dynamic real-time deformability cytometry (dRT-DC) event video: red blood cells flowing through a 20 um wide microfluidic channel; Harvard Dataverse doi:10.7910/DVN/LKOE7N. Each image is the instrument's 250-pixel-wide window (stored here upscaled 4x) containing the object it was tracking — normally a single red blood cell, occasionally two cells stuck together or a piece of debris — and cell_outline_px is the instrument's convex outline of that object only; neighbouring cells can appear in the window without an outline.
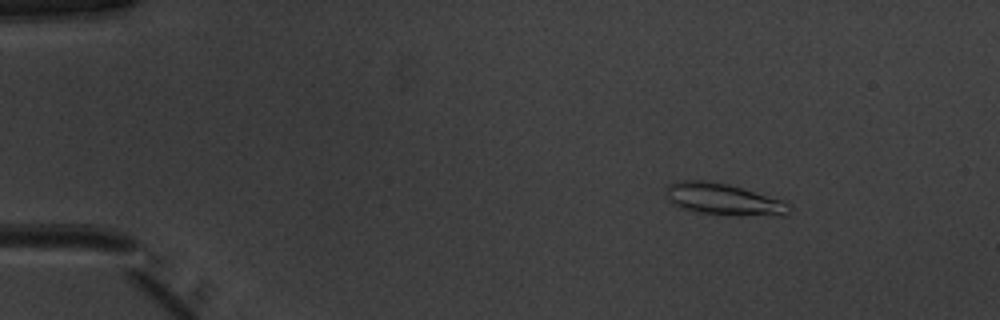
{"species": "common noctule bat (a hibernating species)", "species_latin": "Nyctalus noctula", "temperature_condition": "warm", "stored_images_in_passage": 52, "camera_frame_rate_fps": 3000, "um_per_image_px": 0.085, "animal": {"sex": "male", "body_mass_g": 20.1, "forearm_length_mm": 53.5}, "frame": {"image": 1, "passage_image": 8, "time_ms": 2.333, "image_size_px": [1000, 320], "cell_outline_px": [[792, 208], [784, 216], [728, 216], [692, 212], [680, 208], [672, 204], [668, 200], [668, 184], [680, 180], [704, 180], [728, 184], [784, 200], [792, 204]], "centroid_in_image_um": [61.55, 16.97], "position_along_channel_um": 23.5, "area_um2": 23.35}}
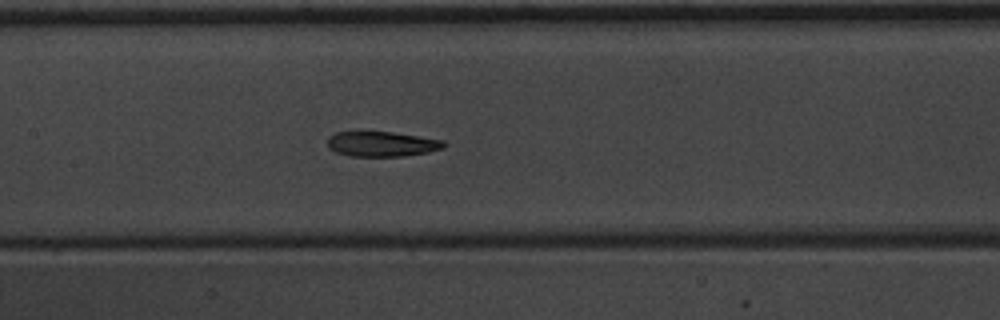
{"frame": {"image": 2, "passage_image": 26, "time_ms": 8.333, "image_size_px": [1000, 320], "cell_outline_px": [[448, 144], [444, 148], [428, 152], [404, 156], [348, 156], [336, 152], [328, 148], [328, 136], [336, 132], [392, 132], [444, 140]], "centroid_in_image_um": [32.47, 12.24], "position_along_channel_um": 174.9, "area_um2": 17.05}}
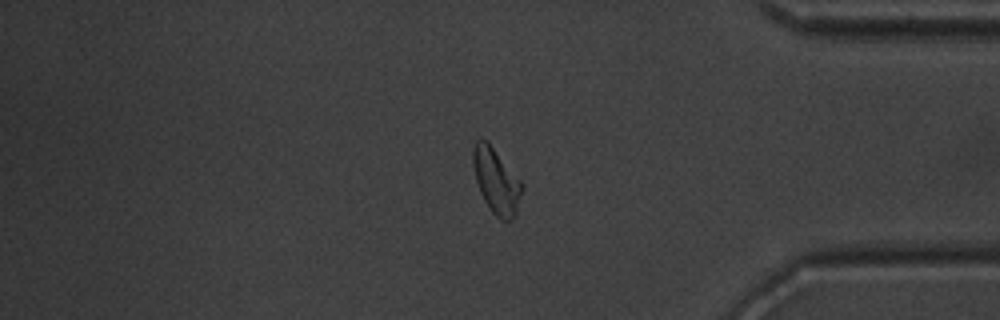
{"frame": {"image": 3, "passage_image": 44, "time_ms": 14.333, "image_size_px": [1000, 320], "cell_outline_px": [[524, 188], [516, 216], [508, 220], [500, 220], [492, 212], [484, 200], [480, 192], [476, 180], [472, 164], [472, 148], [476, 140], [480, 136], [488, 140], [524, 184]], "centroid_in_image_um": [42.19, 15.34], "position_along_channel_um": 393.0, "area_um2": 19.13}, "authors_computed_cell_mechanics": {"area_um2": 18.496, "velocity_mm_per_s": 3.9792, "shape_relaxation_time_tau1_ms": 4.0072, "shape_relaxation_time_tau2_ms": 2.848, "deformation_change_tau1": 0.1692, "deformation_change_tau2": 0.1194}}